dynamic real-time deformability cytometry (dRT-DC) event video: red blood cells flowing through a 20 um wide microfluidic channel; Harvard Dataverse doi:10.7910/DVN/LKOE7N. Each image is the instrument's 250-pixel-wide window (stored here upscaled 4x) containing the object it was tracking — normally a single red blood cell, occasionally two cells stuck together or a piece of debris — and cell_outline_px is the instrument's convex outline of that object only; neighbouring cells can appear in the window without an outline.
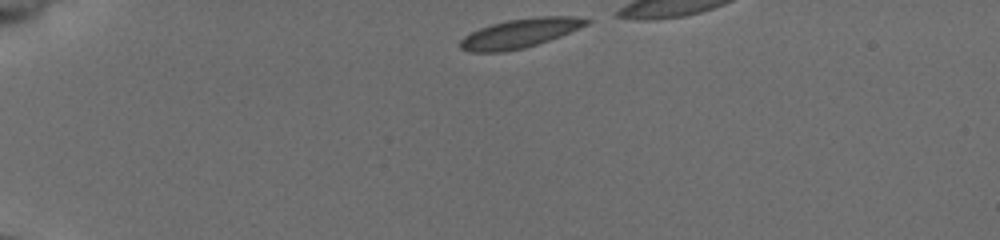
{"species": "common noctule bat (a hibernating species)", "species_latin": "Nyctalus noctula", "temperature_condition": "cold", "stored_images_in_passage": 36, "camera_frame_rate_fps": 3000, "um_per_image_px": 0.085, "animal": {"sex": "female", "body_mass_g": 19.5, "forearm_length_mm": 54.1}, "frame": {"image": 1, "passage_image": 1, "time_ms": 0.0, "image_size_px": [1000, 240], "cell_outline_px": [[592, 20], [588, 24], [580, 28], [560, 36], [524, 48], [504, 52], [468, 52], [460, 48], [460, 40], [464, 36], [480, 28], [492, 24], [508, 20], [540, 16], [572, 16]], "centroid_in_image_um": [44.19, 2.83], "position_along_channel_um": 40.8, "area_um2": 21.27}}
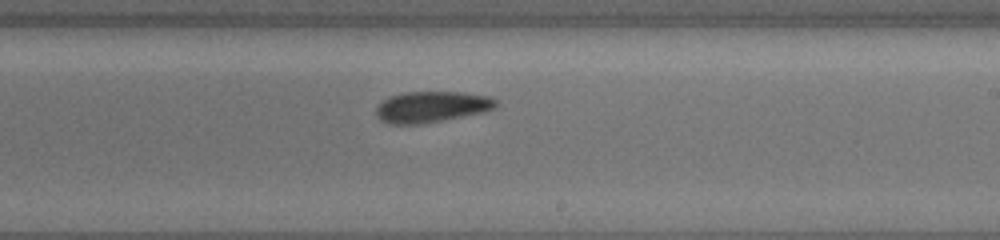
{"frame": {"image": 2, "passage_image": 22, "time_ms": 7.0, "image_size_px": [1000, 240], "cell_outline_px": [[500, 100], [496, 108], [484, 112], [420, 124], [388, 124], [380, 120], [376, 116], [376, 108], [384, 100], [392, 96], [404, 92], [464, 92], [488, 96]], "centroid_in_image_um": [36.73, 9.08], "position_along_channel_um": 252.3, "area_um2": 21.73}}
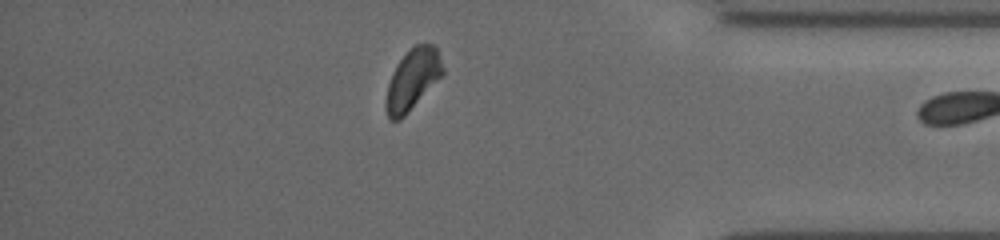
{"frame": {"image": 3, "passage_image": 35, "time_ms": 11.333, "image_size_px": [1000, 240], "cell_outline_px": [[444, 72], [404, 116], [400, 120], [388, 120], [384, 108], [384, 104], [388, 84], [392, 72], [396, 64], [416, 44], [436, 44], [444, 68]], "centroid_in_image_um": [35.04, 6.76], "position_along_channel_um": 400.2, "area_um2": 19.94}}